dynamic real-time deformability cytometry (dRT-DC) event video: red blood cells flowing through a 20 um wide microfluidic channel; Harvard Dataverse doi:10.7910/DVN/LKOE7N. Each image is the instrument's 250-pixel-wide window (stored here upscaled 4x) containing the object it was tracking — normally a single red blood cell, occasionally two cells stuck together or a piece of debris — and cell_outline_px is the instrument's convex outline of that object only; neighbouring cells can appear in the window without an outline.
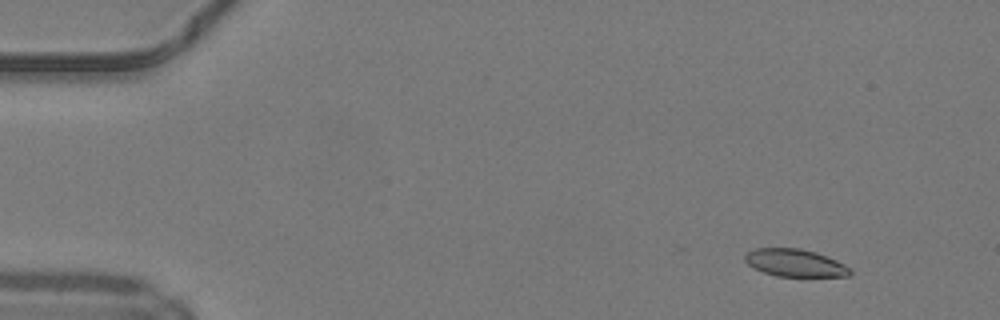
{"species": "common noctule bat (a hibernating species)", "species_latin": "Nyctalus noctula", "temperature_condition": "warm", "stored_images_in_passage": 51, "camera_frame_rate_fps": 3000, "um_per_image_px": 0.085, "animal": {"sex": "male", "body_mass_g": 19.2, "forearm_length_mm": 51.8}, "frame": {"image": 1, "passage_image": 6, "time_ms": 1.667, "image_size_px": [1000, 320], "cell_outline_px": [[852, 272], [848, 276], [776, 276], [764, 272], [748, 264], [744, 260], [744, 256], [748, 252], [756, 248], [800, 248], [816, 252], [836, 260], [852, 268]], "centroid_in_image_um": [67.6, 22.34], "position_along_channel_um": 17.4, "area_um2": 16.76}}
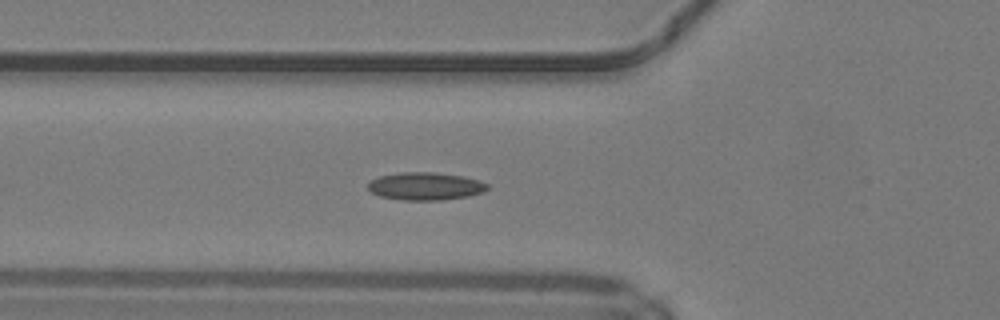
{"frame": {"image": 2, "passage_image": 19, "time_ms": 6.0, "image_size_px": [1000, 320], "cell_outline_px": [[488, 188], [484, 192], [468, 196], [440, 200], [400, 200], [380, 196], [372, 192], [368, 188], [368, 180], [380, 176], [400, 172], [436, 172], [464, 176], [480, 180], [488, 184]], "centroid_in_image_um": [36.16, 15.82], "position_along_channel_um": 89.6, "area_um2": 19.48}}
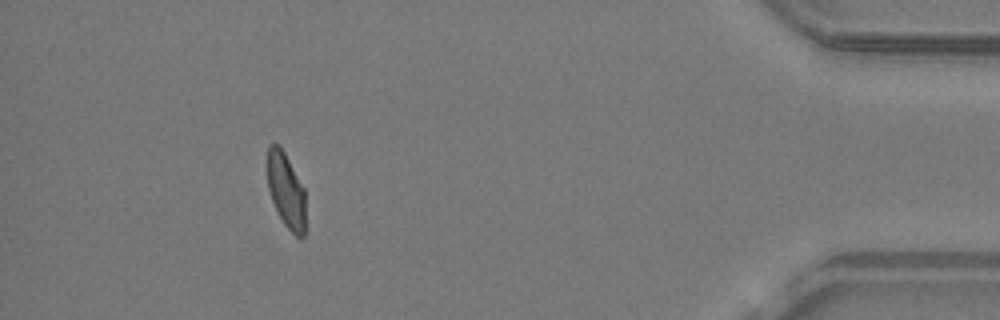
{"frame": {"image": 3, "passage_image": 46, "time_ms": 15.0, "image_size_px": [1000, 320], "cell_outline_px": [[304, 236], [296, 236], [284, 224], [272, 200], [268, 188], [264, 164], [268, 144], [280, 144], [304, 188]], "centroid_in_image_um": [24.24, 16.07], "position_along_channel_um": 411.0, "area_um2": 16.94}, "authors_computed_cell_mechanics": {"area_um2": 17.629, "velocity_mm_per_s": 4.2136, "shape_relaxation_time_tau1_ms": 7.4202, "shape_relaxation_time_tau2_ms": 1.5814, "deformation_change_tau1": 0.1949, "deformation_change_tau2": 0.0575}}